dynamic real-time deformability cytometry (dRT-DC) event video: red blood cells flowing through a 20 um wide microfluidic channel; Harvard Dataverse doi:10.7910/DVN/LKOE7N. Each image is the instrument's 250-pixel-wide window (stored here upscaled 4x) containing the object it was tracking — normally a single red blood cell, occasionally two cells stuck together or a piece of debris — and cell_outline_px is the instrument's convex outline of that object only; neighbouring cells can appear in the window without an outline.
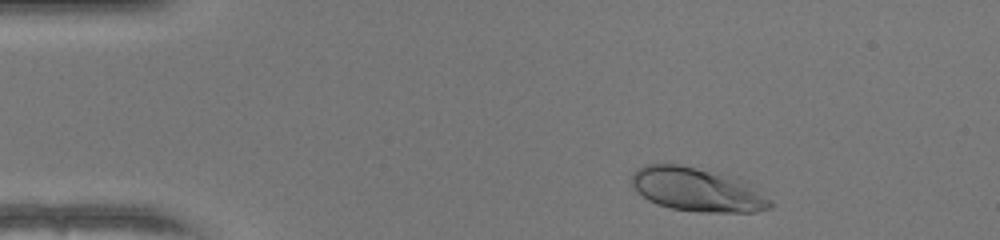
{"species": "human", "species_latin": "Homo sapiens", "temperature_condition": "warm", "stored_images_in_passage": 45, "camera_frame_rate_fps": 3000, "um_per_image_px": 0.085, "donor": {"sex": "female"}, "frame": {"image": 1, "passage_image": 3, "time_ms": 0.667, "image_size_px": [1000, 240], "cell_outline_px": [[776, 204], [772, 208], [756, 212], [700, 212], [672, 208], [656, 204], [648, 200], [632, 184], [632, 176], [640, 168], [648, 164], [680, 164], [736, 176], [748, 180], [772, 200]], "centroid_in_image_um": [59.4, 16.12], "position_along_channel_um": 25.6, "area_um2": 35.72}}
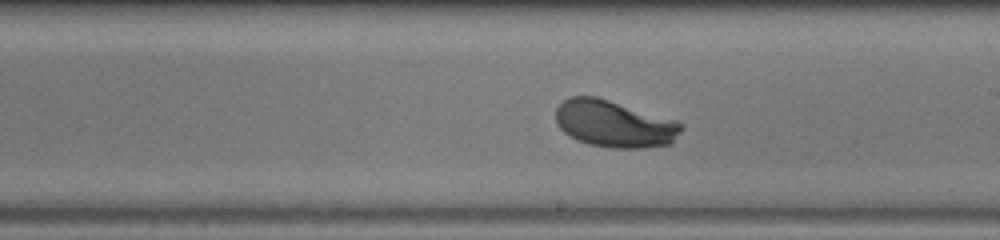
{"frame": {"image": 2, "passage_image": 24, "time_ms": 7.667, "image_size_px": [1000, 240], "cell_outline_px": [[684, 128], [672, 144], [640, 148], [612, 148], [588, 144], [564, 132], [556, 124], [556, 108], [568, 96], [596, 96], [676, 120], [684, 124]], "centroid_in_image_um": [52.24, 10.52], "position_along_channel_um": 236.8, "area_um2": 34.39}}
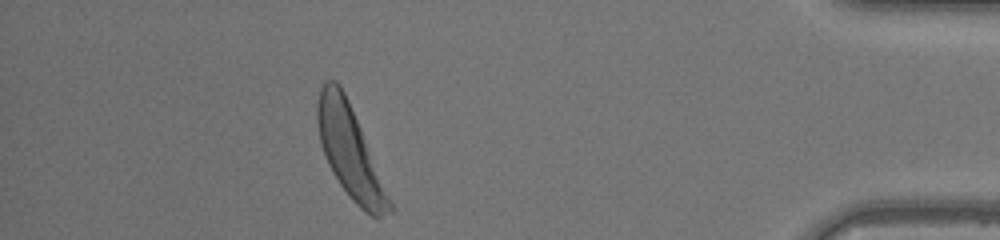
{"frame": {"image": 3, "passage_image": 40, "time_ms": 13.0, "image_size_px": [1000, 240], "cell_outline_px": [[396, 208], [392, 212], [380, 216], [372, 216], [364, 212], [352, 200], [340, 184], [332, 172], [328, 164], [320, 144], [316, 120], [316, 104], [320, 88], [328, 80], [336, 80], [340, 84], [348, 100]], "centroid_in_image_um": [29.75, 12.92], "position_along_channel_um": 405.4, "area_um2": 38.49}, "authors_computed_cell_mechanics": {"area_um2": 34.2754, "velocity_mm_per_s": 4.1086, "shape_relaxation_time_tau1_ms": 2.4068, "shape_relaxation_time_tau2_ms": null, "deformation_change_tau1": 0.1764, "deformation_change_tau2": null}}